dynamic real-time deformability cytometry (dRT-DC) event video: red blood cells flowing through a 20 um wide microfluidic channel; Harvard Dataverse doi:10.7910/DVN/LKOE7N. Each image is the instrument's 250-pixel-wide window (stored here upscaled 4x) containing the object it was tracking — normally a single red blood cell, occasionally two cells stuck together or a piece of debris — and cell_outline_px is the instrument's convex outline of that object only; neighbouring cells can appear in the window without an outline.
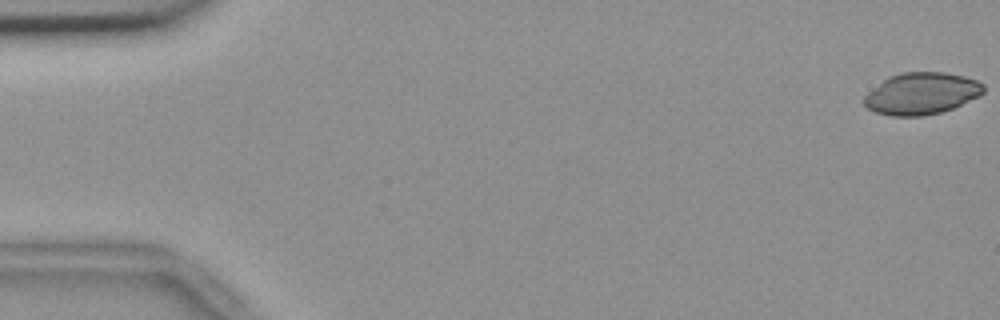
{"species": "common noctule bat (a hibernating species)", "species_latin": "Nyctalus noctula", "temperature_condition": "room temperature", "stored_images_in_passage": 11, "camera_frame_rate_fps": 3000, "um_per_image_px": 0.085, "animal": {"sex": "female", "body_mass_g": 18.4}, "frame": {"image": 1, "passage_image": 1, "time_ms": 0.0, "image_size_px": [1000, 320], "cell_outline_px": [[984, 92], [980, 96], [952, 108], [940, 112], [924, 116], [892, 116], [876, 112], [868, 108], [864, 104], [864, 96], [868, 92], [888, 76], [900, 72], [944, 72], [964, 76], [976, 80], [984, 84]], "centroid_in_image_um": [78.33, 7.94], "position_along_channel_um": 6.7, "area_um2": 29.13}}